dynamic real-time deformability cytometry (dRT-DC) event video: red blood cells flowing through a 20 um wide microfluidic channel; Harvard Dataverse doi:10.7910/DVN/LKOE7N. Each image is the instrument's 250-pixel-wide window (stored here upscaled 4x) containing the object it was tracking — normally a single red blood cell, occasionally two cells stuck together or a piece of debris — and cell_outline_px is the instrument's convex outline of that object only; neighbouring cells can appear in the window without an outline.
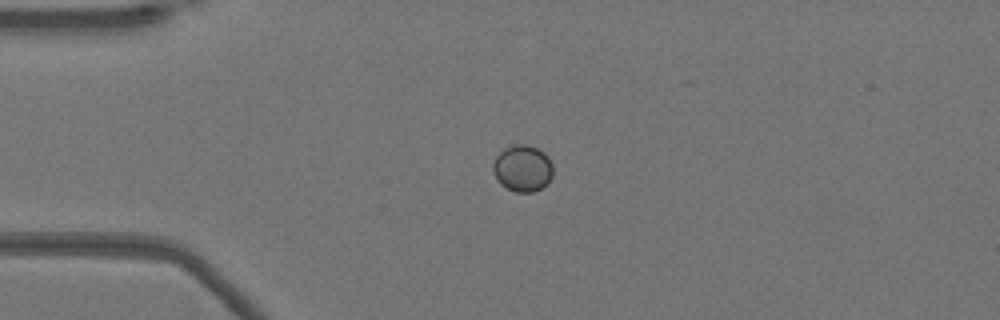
{"species": "Egyptian fruit bat (a non-hibernating species)", "species_latin": "Rousettus aegyptiacus", "temperature_condition": "warm", "stored_images_in_passage": 17, "camera_frame_rate_fps": 3000, "um_per_image_px": 0.085, "animal": {"sex": "female"}, "frame": {"image": 1, "passage_image": 1, "time_ms": 0.0, "image_size_px": [1000, 320], "cell_outline_px": [[552, 176], [548, 184], [532, 192], [516, 192], [500, 184], [496, 180], [492, 168], [492, 164], [496, 156], [504, 148], [512, 144], [528, 144], [544, 152], [548, 156], [552, 164]], "centroid_in_image_um": [44.41, 14.29], "position_along_channel_um": 40.6, "area_um2": 16.47}}
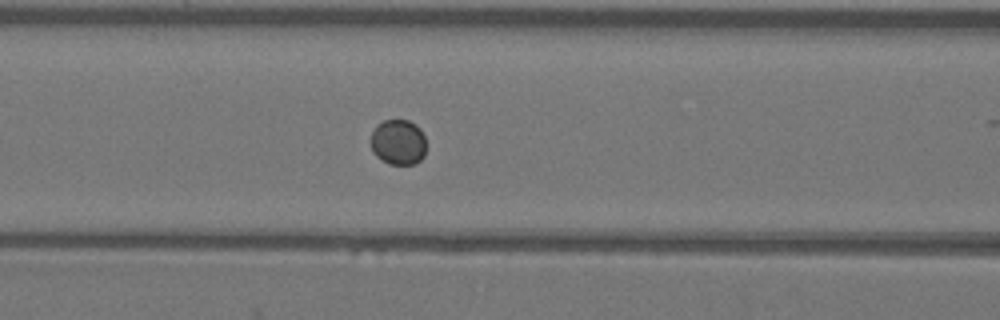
{"frame": {"image": 2, "passage_image": 10, "time_ms": 3.0, "image_size_px": [1000, 320], "cell_outline_px": [[424, 156], [416, 164], [388, 164], [376, 156], [372, 152], [368, 140], [376, 124], [384, 120], [408, 120], [416, 124], [420, 128], [424, 136]], "centroid_in_image_um": [33.8, 12.08], "position_along_channel_um": 132.8, "area_um2": 14.97}}
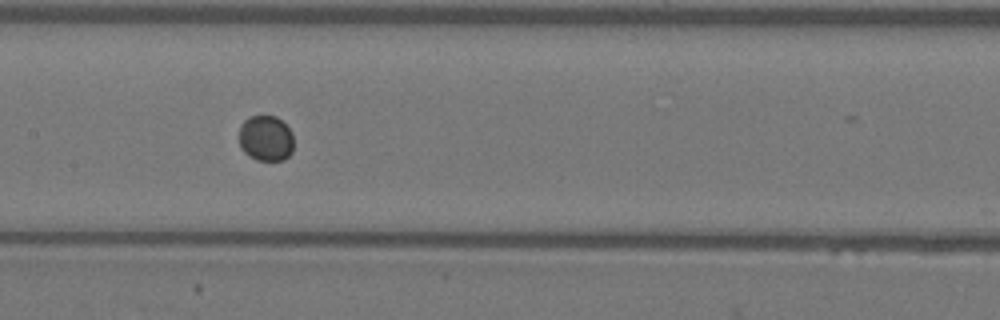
{"frame": {"image": 3, "passage_image": 14, "time_ms": 4.333, "image_size_px": [1000, 320], "cell_outline_px": [[292, 152], [284, 160], [256, 160], [248, 156], [240, 148], [240, 124], [244, 120], [252, 116], [276, 116], [292, 132]], "centroid_in_image_um": [22.58, 11.77], "position_along_channel_um": 184.8, "area_um2": 14.51}}